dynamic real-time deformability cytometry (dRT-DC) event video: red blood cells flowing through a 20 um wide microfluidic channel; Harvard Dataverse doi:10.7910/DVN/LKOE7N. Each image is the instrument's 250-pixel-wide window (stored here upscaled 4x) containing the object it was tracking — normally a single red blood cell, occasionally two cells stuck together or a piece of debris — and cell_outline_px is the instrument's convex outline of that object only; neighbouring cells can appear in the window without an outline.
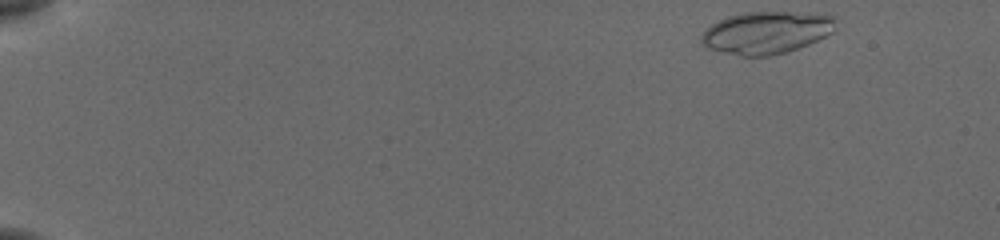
{"species": "common noctule bat (a hibernating species)", "species_latin": "Nyctalus noctula", "temperature_condition": "cold", "stored_images_in_passage": 50, "camera_frame_rate_fps": 3000, "um_per_image_px": 0.085, "animal": {"sex": "female", "body_mass_g": 19.5, "forearm_length_mm": 54.1}, "frame": {"image": 1, "passage_image": 1, "time_ms": 0.0, "image_size_px": [1000, 240], "cell_outline_px": [[836, 16], [832, 32], [808, 44], [788, 52], [768, 56], [740, 56], [708, 48], [700, 44], [700, 36], [712, 24], [728, 16], [744, 12], [788, 12]], "centroid_in_image_um": [65.1, 2.78], "position_along_channel_um": 19.9, "area_um2": 32.83}}